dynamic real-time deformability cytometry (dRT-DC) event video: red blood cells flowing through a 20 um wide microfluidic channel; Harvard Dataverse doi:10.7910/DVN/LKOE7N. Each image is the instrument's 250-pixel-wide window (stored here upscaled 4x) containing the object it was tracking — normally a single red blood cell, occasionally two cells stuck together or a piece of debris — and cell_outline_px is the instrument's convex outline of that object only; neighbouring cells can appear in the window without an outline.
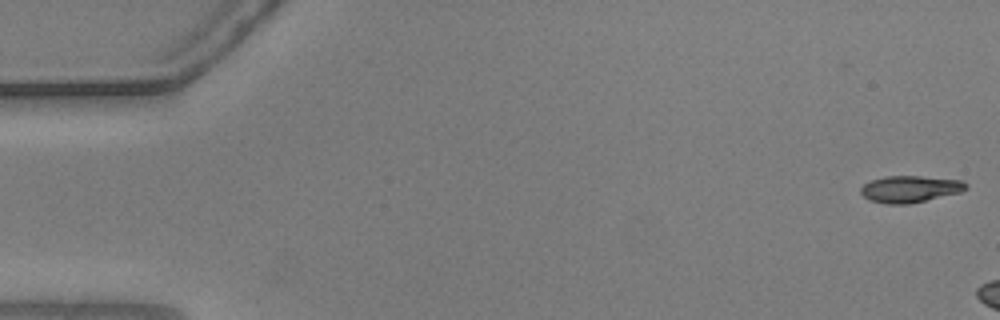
{"species": "common noctule bat (a hibernating species)", "species_latin": "Nyctalus noctula", "temperature_condition": "warm", "stored_images_in_passage": 9, "camera_frame_rate_fps": 3000, "um_per_image_px": 0.085, "animal": {"sex": "male", "body_mass_g": 20.5, "forearm_length_mm": 52.5}, "frame": {"image": 1, "passage_image": 1, "time_ms": 0.0, "image_size_px": [1000, 320], "cell_outline_px": [[968, 188], [960, 192], [908, 204], [888, 204], [868, 200], [860, 192], [860, 188], [864, 184], [872, 180], [884, 176], [920, 176], [960, 180], [968, 184]], "centroid_in_image_um": [77.33, 16.06], "position_along_channel_um": 7.7, "area_um2": 16.3}}